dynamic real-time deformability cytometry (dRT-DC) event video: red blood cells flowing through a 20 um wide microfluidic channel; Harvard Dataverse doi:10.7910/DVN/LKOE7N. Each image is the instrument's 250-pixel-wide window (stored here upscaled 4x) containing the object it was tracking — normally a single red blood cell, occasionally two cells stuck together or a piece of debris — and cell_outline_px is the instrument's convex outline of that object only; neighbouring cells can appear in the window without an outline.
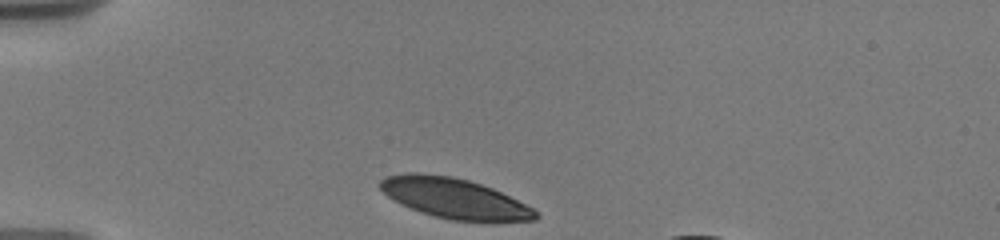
{"species": "human", "species_latin": "Homo sapiens", "temperature_condition": "warm", "stored_images_in_passage": 8, "camera_frame_rate_fps": 3000, "um_per_image_px": 0.085, "donor": {"sex": "male"}, "frame": {"image": 1, "passage_image": 1, "time_ms": 0.0, "image_size_px": [1000, 240], "cell_outline_px": [[540, 216], [536, 220], [452, 220], [420, 212], [388, 196], [380, 188], [380, 180], [384, 176], [408, 172], [420, 172], [452, 176], [468, 180], [492, 188], [532, 208]], "centroid_in_image_um": [38.57, 16.82], "position_along_channel_um": 46.4, "area_um2": 35.6}}
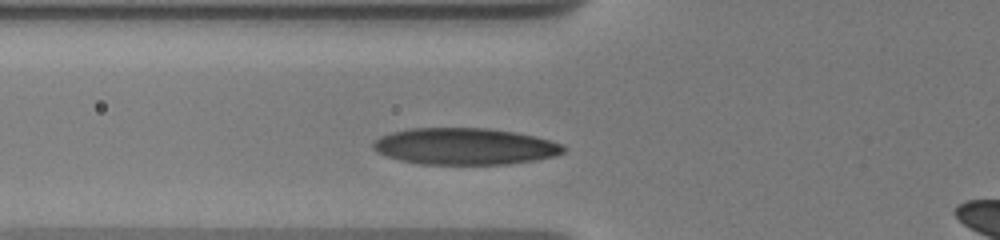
{"frame": {"image": 2, "passage_image": 5, "time_ms": 2.0, "image_size_px": [1000, 240], "cell_outline_px": [[564, 152], [556, 156], [536, 160], [508, 164], [420, 164], [400, 160], [388, 156], [372, 148], [372, 144], [380, 136], [392, 132], [412, 128], [488, 128], [516, 132], [536, 136], [564, 144]], "centroid_in_image_um": [39.55, 12.44], "position_along_channel_um": 86.2, "area_um2": 40.69}}
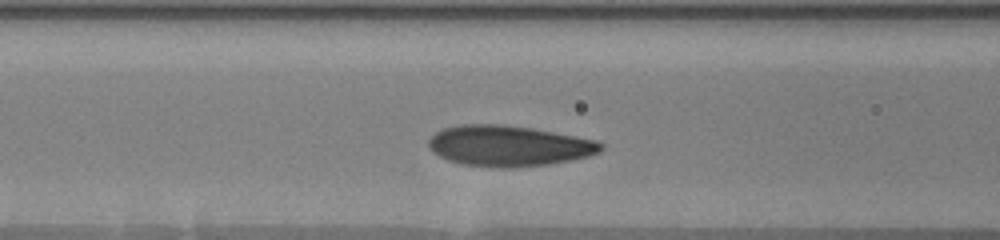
{"frame": {"image": 3, "passage_image": 7, "time_ms": 3.0, "image_size_px": [1000, 240], "cell_outline_px": [[604, 148], [600, 152], [588, 156], [572, 160], [548, 164], [508, 168], [500, 168], [460, 164], [448, 160], [432, 152], [428, 148], [428, 140], [436, 132], [444, 128], [460, 124], [504, 124], [532, 128], [596, 140], [604, 144]], "centroid_in_image_um": [43.23, 12.4], "position_along_channel_um": 123.4, "area_um2": 41.1}}